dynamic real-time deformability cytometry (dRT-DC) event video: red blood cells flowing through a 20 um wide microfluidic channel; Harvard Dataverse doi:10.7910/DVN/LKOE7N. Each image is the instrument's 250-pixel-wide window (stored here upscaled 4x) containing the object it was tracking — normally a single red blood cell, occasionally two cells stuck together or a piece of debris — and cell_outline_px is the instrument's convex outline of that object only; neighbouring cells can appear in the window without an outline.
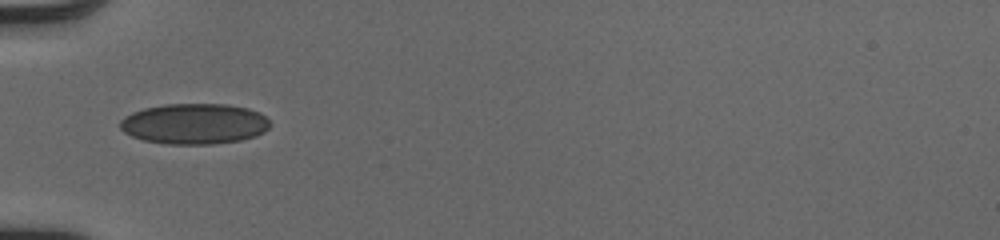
{"species": "human", "species_latin": "Homo sapiens", "temperature_condition": "cold", "stored_images_in_passage": 33, "camera_frame_rate_fps": 3000, "um_per_image_px": 0.085, "donor": {"sex": "male"}, "frame": {"image": 1, "passage_image": 1, "time_ms": 0.0, "image_size_px": [1000, 240], "cell_outline_px": [[272, 124], [264, 132], [256, 136], [240, 140], [212, 144], [164, 144], [144, 140], [132, 136], [124, 132], [120, 128], [120, 120], [124, 116], [132, 112], [144, 108], [164, 104], [224, 104], [248, 108], [260, 112]], "centroid_in_image_um": [16.52, 10.52], "position_along_channel_um": 68.5, "area_um2": 35.66}}
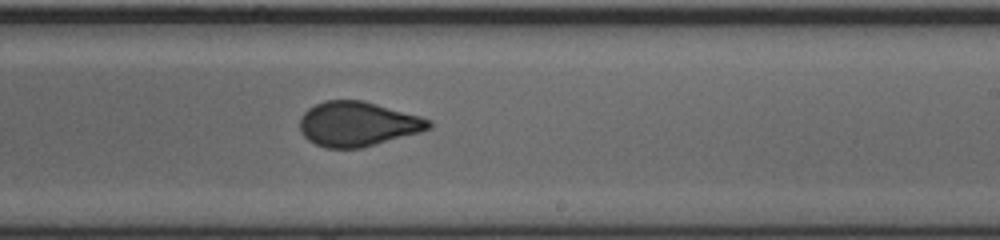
{"frame": {"image": 2, "passage_image": 15, "time_ms": 4.667, "image_size_px": [1000, 240], "cell_outline_px": [[432, 128], [420, 132], [364, 148], [324, 148], [308, 140], [300, 132], [300, 116], [308, 108], [324, 100], [364, 100], [420, 116], [432, 120]], "centroid_in_image_um": [30.4, 10.54], "position_along_channel_um": 258.6, "area_um2": 33.87}}
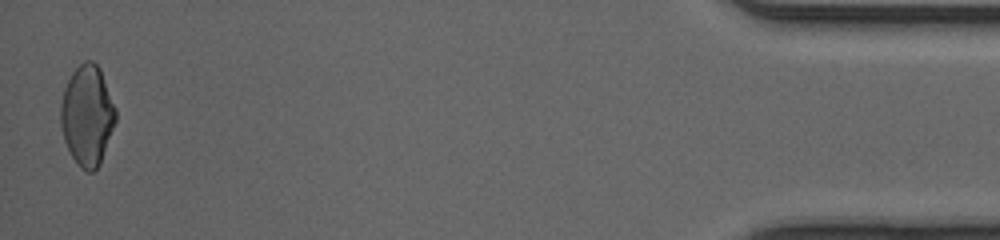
{"frame": {"image": 3, "passage_image": 33, "time_ms": 10.667, "image_size_px": [1000, 240], "cell_outline_px": [[116, 120], [100, 164], [92, 172], [88, 172], [80, 168], [72, 156], [64, 140], [60, 124], [60, 104], [64, 88], [72, 72], [84, 60], [92, 60], [100, 68], [116, 108]], "centroid_in_image_um": [7.41, 9.8], "position_along_channel_um": 427.8, "area_um2": 32.19}, "authors_computed_cell_mechanics": {"area_um2": 33.4084, "velocity_mm_per_s": 4.152, "shape_relaxation_time_tau1_ms": null, "shape_relaxation_time_tau2_ms": 0.5316, "deformation_change_tau1": null, "deformation_change_tau2": 0.0651}}